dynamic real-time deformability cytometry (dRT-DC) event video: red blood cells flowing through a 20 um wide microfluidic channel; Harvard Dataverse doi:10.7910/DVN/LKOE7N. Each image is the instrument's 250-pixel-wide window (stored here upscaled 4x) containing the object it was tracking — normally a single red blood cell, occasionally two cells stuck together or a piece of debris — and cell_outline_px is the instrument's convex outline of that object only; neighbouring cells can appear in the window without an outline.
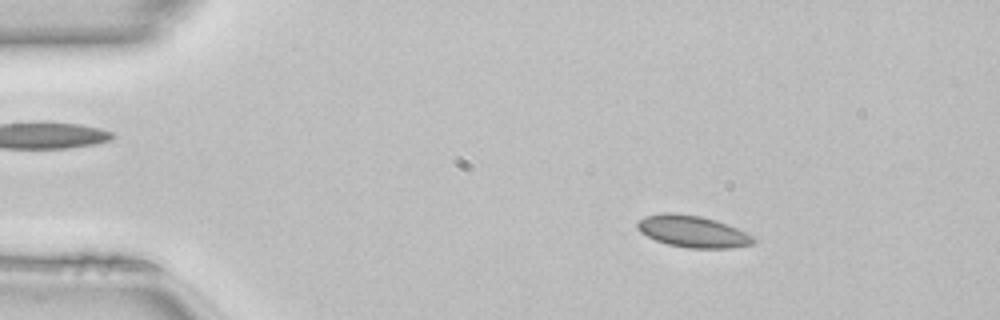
{"species": "common noctule bat (a hibernating species)", "species_latin": "Nyctalus noctula", "temperature_condition": "room temperature", "stored_images_in_passage": 49, "camera_frame_rate_fps": 3000, "um_per_image_px": 0.085, "animal": {"sex": "female", "body_mass_g": 22.7, "forearm_length_mm": 54.2}, "frame": {"image": 1, "passage_image": 7, "time_ms": 2.0, "image_size_px": [1000, 320], "cell_outline_px": [[756, 240], [752, 244], [732, 248], [688, 248], [668, 244], [656, 240], [640, 232], [636, 228], [636, 224], [644, 216], [664, 212], [676, 212], [700, 216], [716, 220], [736, 228], [752, 236]], "centroid_in_image_um": [58.84, 19.66], "position_along_channel_um": 26.2, "area_um2": 21.44}}
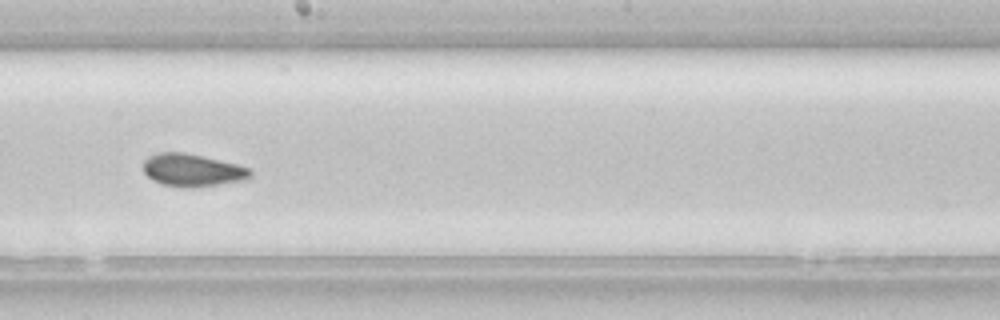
{"frame": {"image": 2, "passage_image": 27, "time_ms": 8.667, "image_size_px": [1000, 320], "cell_outline_px": [[252, 176], [248, 180], [192, 188], [188, 188], [164, 184], [152, 180], [144, 172], [144, 160], [148, 156], [160, 152], [184, 152], [204, 156], [236, 164], [248, 168], [252, 172]], "centroid_in_image_um": [16.37, 14.46], "position_along_channel_um": 231.8, "area_um2": 20.4}}
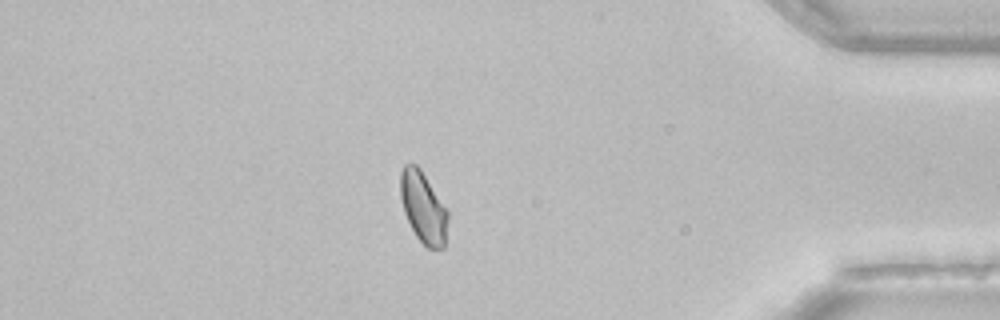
{"frame": {"image": 3, "passage_image": 42, "time_ms": 13.667, "image_size_px": [1000, 320], "cell_outline_px": [[448, 220], [444, 248], [428, 248], [416, 236], [404, 212], [400, 196], [400, 172], [404, 164], [416, 164], [420, 168], [448, 212]], "centroid_in_image_um": [35.96, 17.62], "position_along_channel_um": 399.2, "area_um2": 19.42}, "authors_computed_cell_mechanics": {"area_um2": 20.4612, "velocity_mm_per_s": 4.1068, "shape_relaxation_time_tau1_ms": null, "shape_relaxation_time_tau2_ms": 1.2717, "deformation_change_tau1": null, "deformation_change_tau2": 0.0452}}